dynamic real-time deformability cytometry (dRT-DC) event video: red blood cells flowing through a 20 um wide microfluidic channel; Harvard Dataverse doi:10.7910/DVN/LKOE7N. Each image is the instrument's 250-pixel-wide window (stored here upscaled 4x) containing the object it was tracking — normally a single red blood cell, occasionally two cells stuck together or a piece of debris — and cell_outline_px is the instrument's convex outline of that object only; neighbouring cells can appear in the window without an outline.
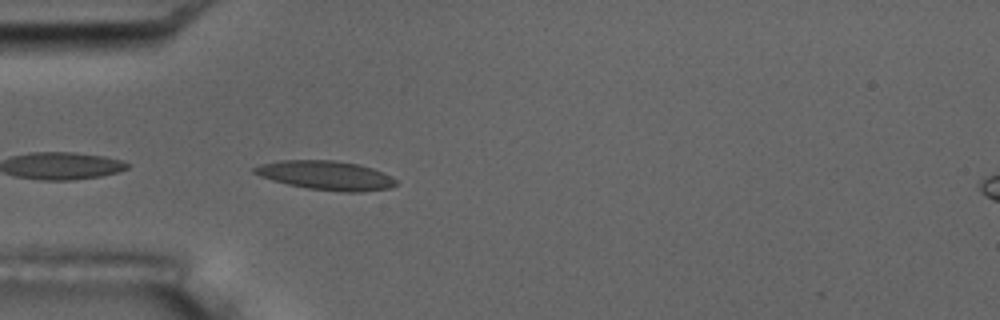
{"species": "common noctule bat (a hibernating species)", "species_latin": "Nyctalus noctula", "temperature_condition": "room temperature", "stored_images_in_passage": 4, "camera_frame_rate_fps": 3000, "um_per_image_px": 0.085, "animal": {"sex": "male", "body_mass_g": 17.5, "forearm_length_mm": 52.3}, "frame": {"image": 1, "passage_image": 4, "time_ms": 1.0, "image_size_px": [1000, 320], "cell_outline_px": [[396, 184], [388, 188], [360, 192], [344, 192], [308, 188], [288, 184], [272, 180], [260, 176], [252, 172], [252, 168], [260, 164], [280, 160], [336, 160], [360, 164], [372, 168], [396, 180]], "centroid_in_image_um": [27.65, 14.89], "position_along_channel_um": 57.3, "area_um2": 23.81}}